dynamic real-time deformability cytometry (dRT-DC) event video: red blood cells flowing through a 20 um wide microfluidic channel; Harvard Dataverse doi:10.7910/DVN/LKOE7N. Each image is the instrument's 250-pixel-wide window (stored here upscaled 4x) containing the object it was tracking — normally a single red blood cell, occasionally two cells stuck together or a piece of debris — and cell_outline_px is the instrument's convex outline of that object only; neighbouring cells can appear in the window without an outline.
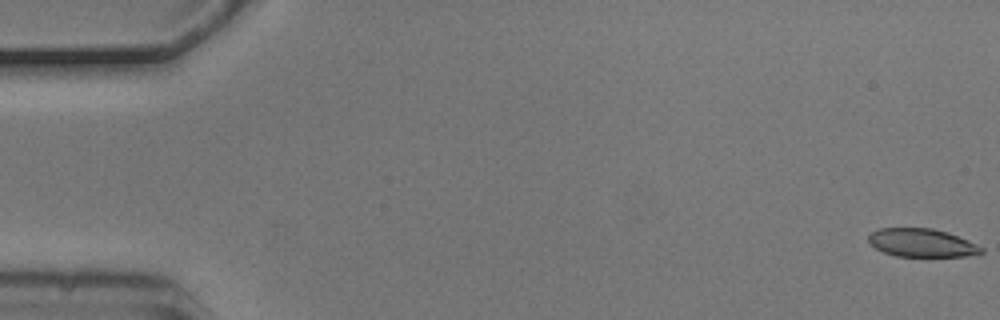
{"species": "common noctule bat (a hibernating species)", "species_latin": "Nyctalus noctula", "temperature_condition": "cold", "stored_images_in_passage": 4, "camera_frame_rate_fps": 3000, "um_per_image_px": 0.085, "animal": {"sex": "male", "body_mass_g": 20.5, "forearm_length_mm": 52.5}, "frame": {"image": 1, "passage_image": 1, "time_ms": 0.0, "image_size_px": [1000, 320], "cell_outline_px": [[984, 252], [980, 256], [896, 256], [884, 252], [876, 248], [868, 240], [868, 236], [872, 232], [880, 228], [932, 228], [948, 232], [968, 240], [984, 248]], "centroid_in_image_um": [78.42, 20.64], "position_along_channel_um": 6.6, "area_um2": 18.67}}